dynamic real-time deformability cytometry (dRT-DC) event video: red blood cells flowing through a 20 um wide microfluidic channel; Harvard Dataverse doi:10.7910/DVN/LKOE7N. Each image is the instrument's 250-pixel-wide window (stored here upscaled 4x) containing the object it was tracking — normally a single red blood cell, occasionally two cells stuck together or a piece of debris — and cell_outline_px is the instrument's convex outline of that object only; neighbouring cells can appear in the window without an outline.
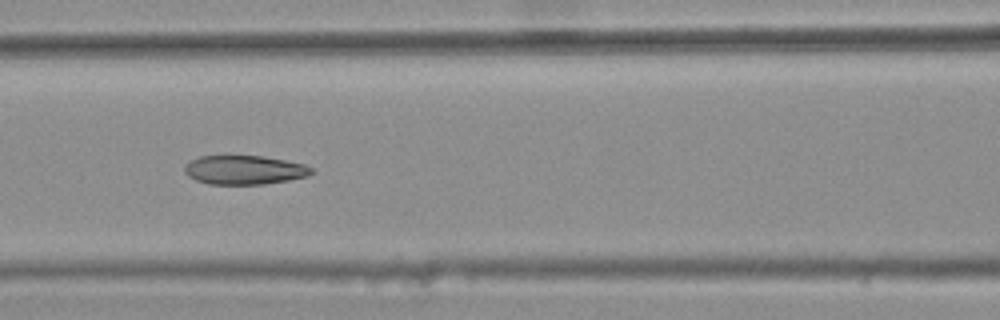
{"species": "common noctule bat (a hibernating species)", "species_latin": "Nyctalus noctula", "temperature_condition": "warm", "stored_images_in_passage": 8, "camera_frame_rate_fps": 3000, "um_per_image_px": 0.085, "animal": {"sex": "female", "body_mass_g": 25.1}, "frame": {"image": 1, "passage_image": 6, "time_ms": 1.667, "image_size_px": [1000, 320], "cell_outline_px": [[316, 172], [308, 176], [288, 180], [264, 184], [208, 184], [196, 180], [188, 176], [184, 172], [184, 168], [192, 160], [200, 156], [264, 156], [304, 164], [312, 168]], "centroid_in_image_um": [20.8, 14.45], "position_along_channel_um": 145.8, "area_um2": 21.39}}
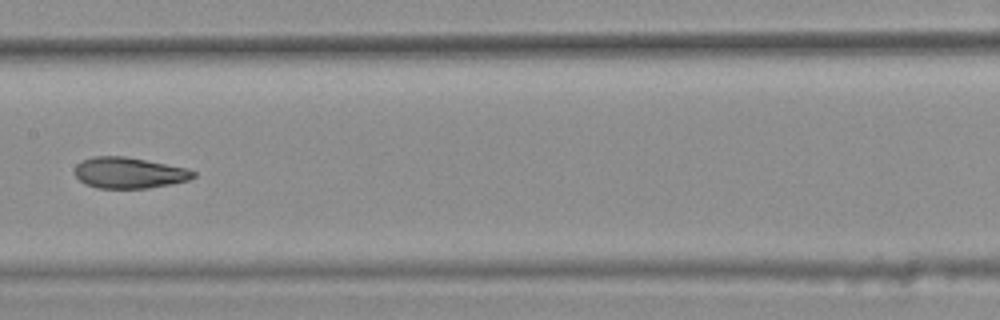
{"frame": {"image": 2, "passage_image": 7, "time_ms": 2.0, "image_size_px": [1000, 320], "cell_outline_px": [[196, 176], [188, 180], [172, 184], [148, 188], [96, 188], [80, 180], [76, 176], [76, 164], [92, 156], [124, 156], [188, 168], [196, 172]], "centroid_in_image_um": [11.01, 14.69], "position_along_channel_um": 196.4, "area_um2": 21.33}}
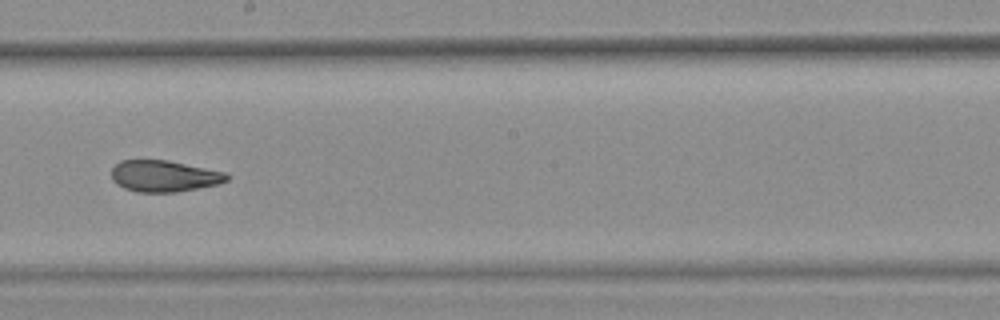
{"frame": {"image": 3, "passage_image": 8, "time_ms": 2.333, "image_size_px": [1000, 320], "cell_outline_px": [[228, 180], [220, 184], [176, 192], [136, 192], [124, 188], [116, 184], [112, 180], [112, 168], [120, 160], [168, 160], [224, 172], [228, 176]], "centroid_in_image_um": [13.92, 14.97], "position_along_channel_um": 234.3, "area_um2": 21.1}}